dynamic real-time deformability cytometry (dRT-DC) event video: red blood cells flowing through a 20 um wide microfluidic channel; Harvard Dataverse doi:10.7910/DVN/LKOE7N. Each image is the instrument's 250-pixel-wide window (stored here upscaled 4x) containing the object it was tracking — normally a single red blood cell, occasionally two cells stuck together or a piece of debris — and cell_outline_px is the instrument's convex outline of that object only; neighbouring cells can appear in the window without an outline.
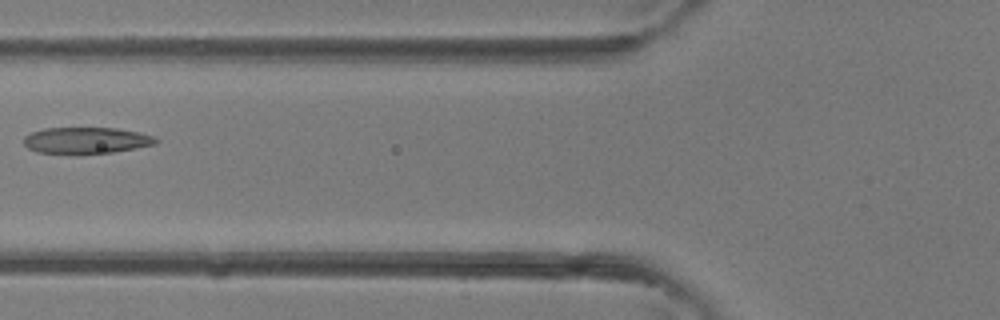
{"species": "common noctule bat (a hibernating species)", "species_latin": "Nyctalus noctula", "temperature_condition": "room temperature", "stored_images_in_passage": 4, "camera_frame_rate_fps": 3000, "um_per_image_px": 0.085, "animal": {"sex": "female"}, "frame": {"image": 1, "passage_image": 4, "time_ms": 1.0, "image_size_px": [1000, 320], "cell_outline_px": [[160, 140], [156, 144], [136, 148], [112, 152], [76, 156], [72, 156], [36, 152], [28, 148], [24, 144], [24, 136], [32, 132], [44, 128], [116, 128], [156, 136]], "centroid_in_image_um": [7.3, 11.97], "position_along_channel_um": 118.5, "area_um2": 20.98}}